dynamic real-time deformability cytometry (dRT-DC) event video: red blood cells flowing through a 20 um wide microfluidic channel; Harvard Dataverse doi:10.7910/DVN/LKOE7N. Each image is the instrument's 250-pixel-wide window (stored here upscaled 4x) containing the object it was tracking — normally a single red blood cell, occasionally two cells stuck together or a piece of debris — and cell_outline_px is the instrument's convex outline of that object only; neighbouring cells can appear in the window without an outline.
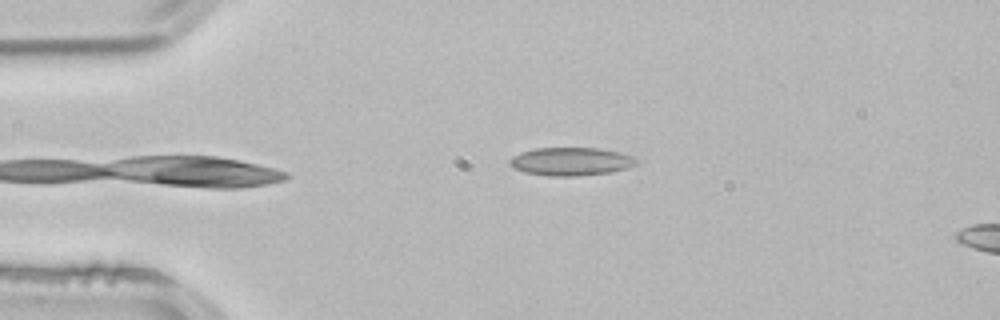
{"species": "common noctule bat (a hibernating species)", "species_latin": "Nyctalus noctula", "temperature_condition": "room temperature", "stored_images_in_passage": 3, "camera_frame_rate_fps": 3000, "um_per_image_px": 0.085, "animal": {"sex": "male", "body_mass_g": 21.5, "forearm_length_mm": 52.0}, "frame": {"image": 1, "passage_image": 3, "time_ms": 0.667, "image_size_px": [1000, 320], "cell_outline_px": [[640, 160], [636, 164], [628, 168], [608, 172], [576, 176], [548, 176], [524, 172], [512, 168], [508, 164], [508, 160], [512, 156], [520, 152], [536, 148], [600, 148], [620, 152], [636, 156]], "centroid_in_image_um": [48.53, 13.72], "position_along_channel_um": 36.5, "area_um2": 21.1}}